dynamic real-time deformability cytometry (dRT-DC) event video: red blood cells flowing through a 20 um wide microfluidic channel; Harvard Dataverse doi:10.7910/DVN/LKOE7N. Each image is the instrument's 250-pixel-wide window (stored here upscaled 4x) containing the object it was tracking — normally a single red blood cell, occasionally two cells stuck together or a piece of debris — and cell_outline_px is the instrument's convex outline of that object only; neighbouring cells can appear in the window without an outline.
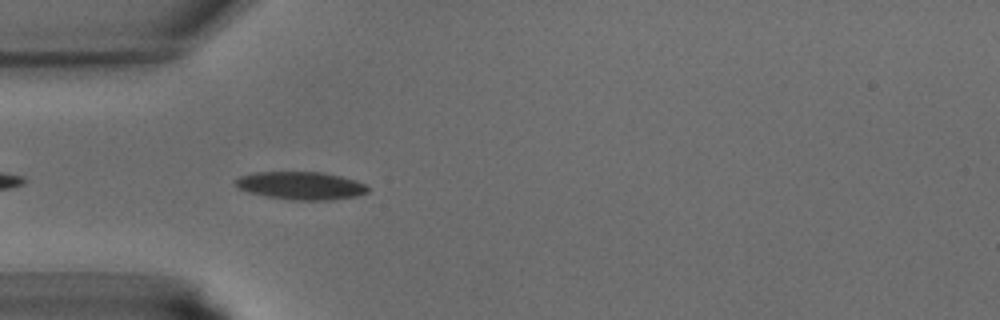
{"species": "common noctule bat (a hibernating species)", "species_latin": "Nyctalus noctula", "temperature_condition": "warm", "stored_images_in_passage": 13, "camera_frame_rate_fps": 3000, "um_per_image_px": 0.085, "animal": {"sex": "male", "body_mass_g": 15.6}, "frame": {"image": 1, "passage_image": 3, "time_ms": 0.667, "image_size_px": [1000, 320], "cell_outline_px": [[368, 192], [356, 196], [332, 200], [292, 200], [264, 196], [248, 192], [240, 188], [232, 180], [240, 176], [256, 172], [324, 172], [356, 180], [364, 184], [368, 188]], "centroid_in_image_um": [25.56, 15.78], "position_along_channel_um": 59.4, "area_um2": 21.56}}
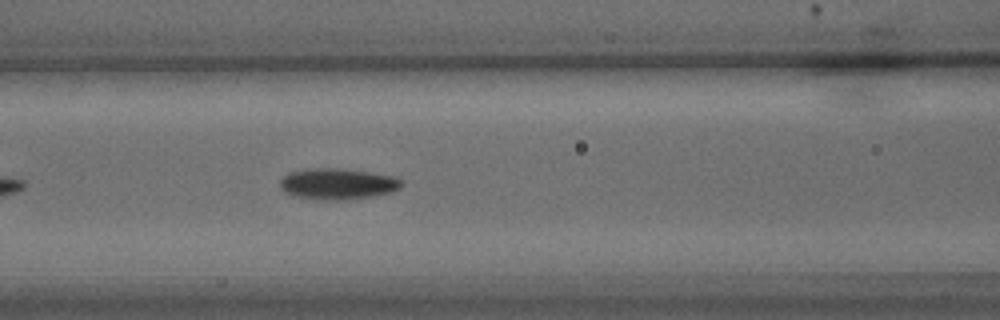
{"frame": {"image": 2, "passage_image": 8, "time_ms": 2.333, "image_size_px": [1000, 320], "cell_outline_px": [[404, 184], [400, 188], [392, 192], [372, 196], [344, 200], [332, 200], [296, 196], [284, 192], [280, 188], [280, 180], [288, 172], [308, 168], [340, 168], [368, 172], [392, 176], [404, 180]], "centroid_in_image_um": [28.71, 15.62], "position_along_channel_um": 137.9, "area_um2": 22.02}}
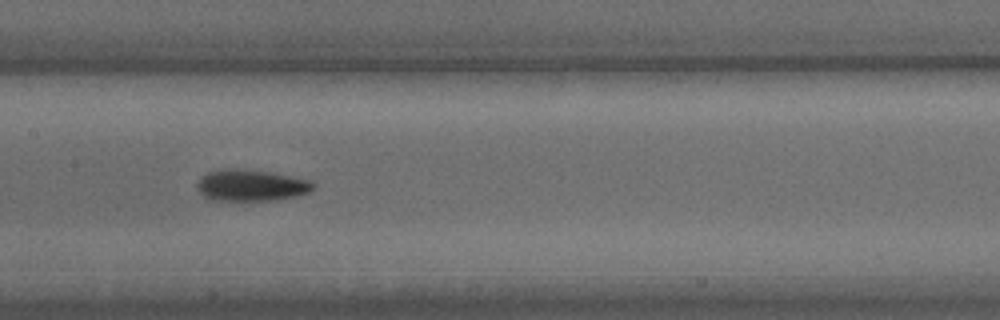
{"frame": {"image": 3, "passage_image": 11, "time_ms": 3.333, "image_size_px": [1000, 320], "cell_outline_px": [[316, 188], [308, 192], [296, 196], [276, 200], [212, 200], [204, 196], [196, 188], [196, 184], [200, 176], [208, 172], [228, 168], [236, 168], [272, 172], [312, 180], [316, 184]], "centroid_in_image_um": [21.36, 15.74], "position_along_channel_um": 186.0, "area_um2": 21.56}}